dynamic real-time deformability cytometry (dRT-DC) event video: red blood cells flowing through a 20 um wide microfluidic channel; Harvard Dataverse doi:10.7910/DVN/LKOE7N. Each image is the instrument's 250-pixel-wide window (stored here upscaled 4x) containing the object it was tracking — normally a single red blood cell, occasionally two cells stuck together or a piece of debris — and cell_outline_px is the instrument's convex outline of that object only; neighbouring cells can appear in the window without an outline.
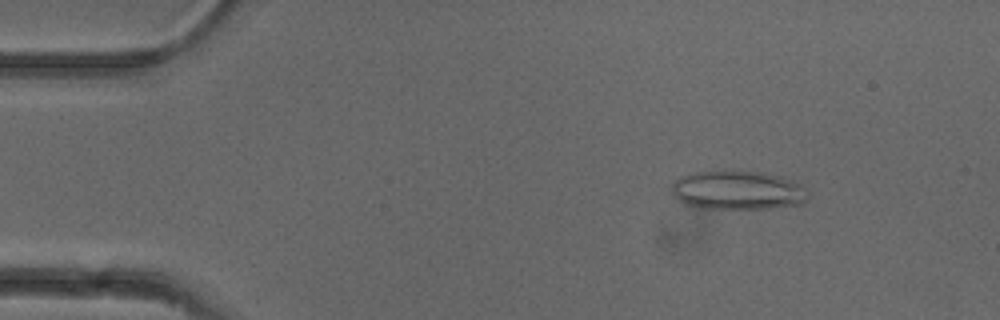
{"species": "common noctule bat (a hibernating species)", "species_latin": "Nyctalus noctula", "temperature_condition": "cold", "stored_images_in_passage": 52, "camera_frame_rate_fps": 3000, "um_per_image_px": 0.085, "animal": {"sex": "female"}, "frame": {"image": 1, "passage_image": 7, "time_ms": 2.0, "image_size_px": [1000, 320], "cell_outline_px": [[808, 196], [804, 204], [768, 208], [704, 208], [688, 204], [680, 200], [672, 192], [672, 184], [680, 176], [692, 172], [760, 172], [780, 176], [800, 184], [804, 188]], "centroid_in_image_um": [62.73, 16.18], "position_along_channel_um": 22.3, "area_um2": 30.29}}
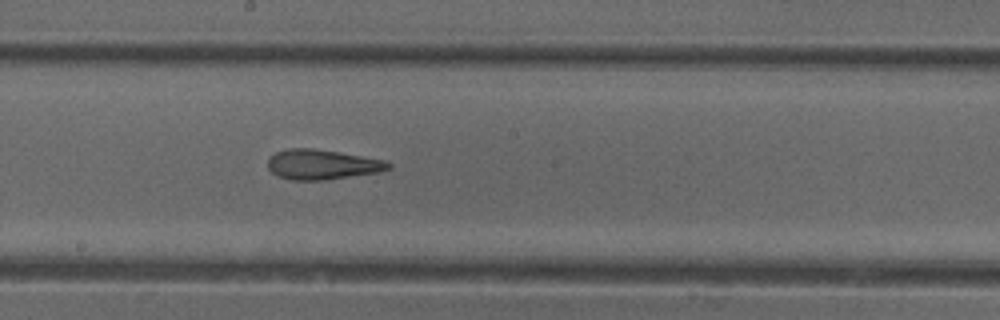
{"frame": {"image": 2, "passage_image": 28, "time_ms": 9.0, "image_size_px": [1000, 320], "cell_outline_px": [[392, 168], [380, 172], [324, 180], [292, 180], [280, 176], [272, 172], [268, 168], [268, 160], [276, 152], [288, 148], [312, 148], [340, 152], [388, 160], [392, 164]], "centroid_in_image_um": [27.45, 13.97], "position_along_channel_um": 220.8, "area_um2": 21.15}}
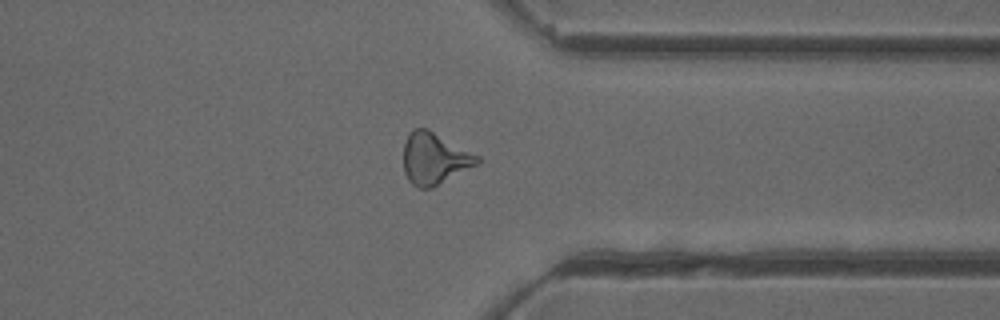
{"frame": {"image": 3, "passage_image": 40, "time_ms": 13.0, "image_size_px": [1000, 320], "cell_outline_px": [[480, 164], [432, 188], [420, 188], [412, 184], [408, 180], [404, 172], [404, 144], [408, 132], [412, 128], [428, 128], [480, 156]], "centroid_in_image_um": [36.94, 13.47], "position_along_channel_um": 374.5, "area_um2": 22.54}, "authors_computed_cell_mechanics": {"area_um2": 22.3397, "velocity_mm_per_s": 3.9446, "shape_relaxation_time_tau1_ms": null, "shape_relaxation_time_tau2_ms": 2.536, "deformation_change_tau1": null, "deformation_change_tau2": 0.1236}}